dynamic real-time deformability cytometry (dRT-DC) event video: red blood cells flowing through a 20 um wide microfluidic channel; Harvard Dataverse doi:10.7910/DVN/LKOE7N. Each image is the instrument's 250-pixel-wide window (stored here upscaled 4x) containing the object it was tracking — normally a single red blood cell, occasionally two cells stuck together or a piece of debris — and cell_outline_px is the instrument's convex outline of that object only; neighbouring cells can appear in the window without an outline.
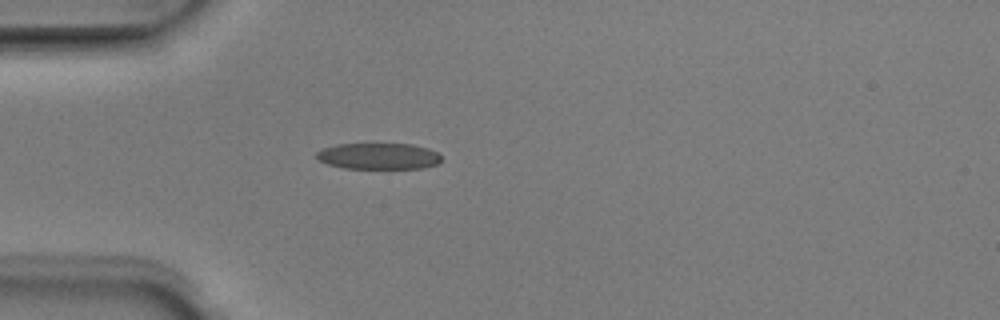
{"species": "Egyptian fruit bat (a non-hibernating species)", "species_latin": "Rousettus aegyptiacus", "temperature_condition": "room temperature", "stored_images_in_passage": 1, "camera_frame_rate_fps": 3000, "um_per_image_px": 0.085, "animal": {"sex": "male"}, "frame": {"image": 1, "passage_image": 1, "time_ms": 0.0, "image_size_px": [1000, 320], "cell_outline_px": [[440, 160], [436, 164], [420, 168], [344, 168], [328, 164], [320, 160], [316, 156], [316, 152], [324, 148], [336, 144], [412, 144], [428, 148], [436, 152], [440, 156]], "centroid_in_image_um": [32.16, 13.26], "position_along_channel_um": 52.8, "area_um2": 18.84}}